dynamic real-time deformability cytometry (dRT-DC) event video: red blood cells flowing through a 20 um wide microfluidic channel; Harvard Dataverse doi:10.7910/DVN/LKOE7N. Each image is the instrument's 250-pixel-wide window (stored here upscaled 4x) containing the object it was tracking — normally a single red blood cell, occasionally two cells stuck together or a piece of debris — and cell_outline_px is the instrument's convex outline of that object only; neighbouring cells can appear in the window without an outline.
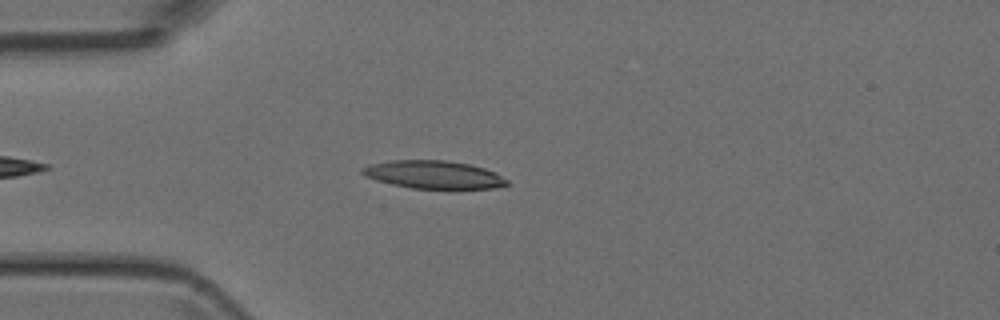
{"species": "Egyptian fruit bat (a non-hibernating species)", "species_latin": "Rousettus aegyptiacus", "temperature_condition": "room temperature", "stored_images_in_passage": 4, "camera_frame_rate_fps": 3000, "um_per_image_px": 0.085, "animal": {"sex": "female"}, "frame": {"image": 1, "passage_image": 3, "time_ms": 2.333, "image_size_px": [1000, 320], "cell_outline_px": [[508, 184], [492, 188], [412, 188], [392, 184], [376, 180], [360, 172], [360, 168], [368, 164], [392, 160], [444, 160], [468, 164], [484, 168], [496, 172], [508, 180]], "centroid_in_image_um": [36.83, 14.83], "position_along_channel_um": 48.2, "area_um2": 23.35}}